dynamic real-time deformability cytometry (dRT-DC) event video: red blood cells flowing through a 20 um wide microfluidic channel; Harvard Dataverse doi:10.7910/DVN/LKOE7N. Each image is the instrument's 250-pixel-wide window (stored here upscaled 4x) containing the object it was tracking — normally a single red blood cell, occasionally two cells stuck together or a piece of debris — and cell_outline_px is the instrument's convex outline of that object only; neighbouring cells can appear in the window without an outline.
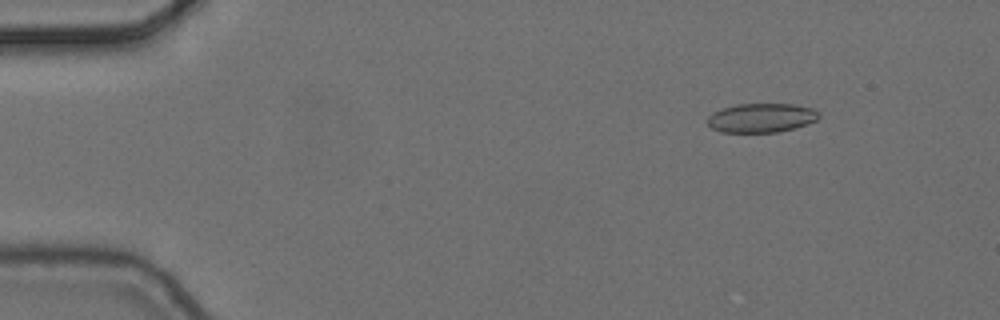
{"species": "common noctule bat (a hibernating species)", "species_latin": "Nyctalus noctula", "temperature_condition": "cold", "stored_images_in_passage": 4, "camera_frame_rate_fps": 3000, "um_per_image_px": 0.085, "animal": {"sex": "female", "body_mass_g": 24.6, "forearm_length_mm": 56.2}, "frame": {"image": 1, "passage_image": 2, "time_ms": 0.333, "image_size_px": [1000, 320], "cell_outline_px": [[820, 116], [816, 120], [808, 124], [796, 128], [780, 132], [720, 132], [712, 128], [708, 124], [708, 116], [712, 112], [720, 108], [736, 104], [792, 104], [812, 108], [820, 112]], "centroid_in_image_um": [64.72, 10.02], "position_along_channel_um": 20.3, "area_um2": 19.13}}